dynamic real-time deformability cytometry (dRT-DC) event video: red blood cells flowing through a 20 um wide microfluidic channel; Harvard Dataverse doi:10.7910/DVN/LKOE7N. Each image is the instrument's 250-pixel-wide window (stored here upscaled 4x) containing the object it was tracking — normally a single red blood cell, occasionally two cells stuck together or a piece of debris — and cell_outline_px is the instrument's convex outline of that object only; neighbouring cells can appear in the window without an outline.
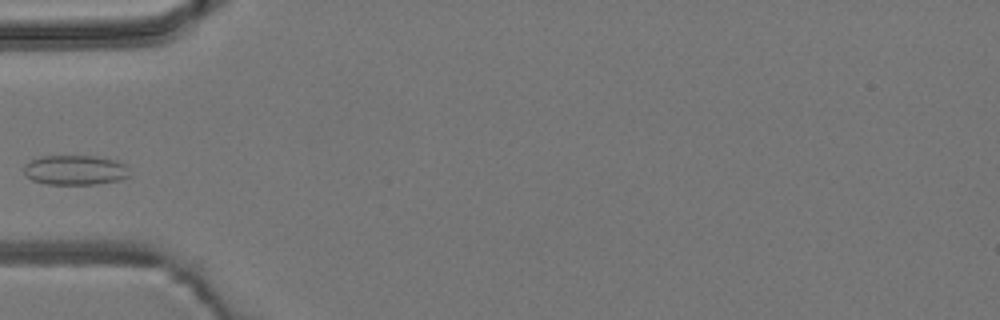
{"species": "common noctule bat (a hibernating species)", "species_latin": "Nyctalus noctula", "temperature_condition": "room temperature", "stored_images_in_passage": 1, "camera_frame_rate_fps": 3000, "um_per_image_px": 0.085, "animal": {"sex": "male", "body_mass_g": 19.2, "forearm_length_mm": 51.8}, "frame": {"image": 1, "passage_image": 1, "time_ms": 0.0, "image_size_px": [1000, 320], "cell_outline_px": [[128, 176], [120, 180], [96, 184], [48, 184], [32, 180], [24, 172], [24, 164], [40, 156], [96, 156], [116, 160], [128, 164]], "centroid_in_image_um": [6.41, 14.45], "position_along_channel_um": 78.6, "area_um2": 18.38}}